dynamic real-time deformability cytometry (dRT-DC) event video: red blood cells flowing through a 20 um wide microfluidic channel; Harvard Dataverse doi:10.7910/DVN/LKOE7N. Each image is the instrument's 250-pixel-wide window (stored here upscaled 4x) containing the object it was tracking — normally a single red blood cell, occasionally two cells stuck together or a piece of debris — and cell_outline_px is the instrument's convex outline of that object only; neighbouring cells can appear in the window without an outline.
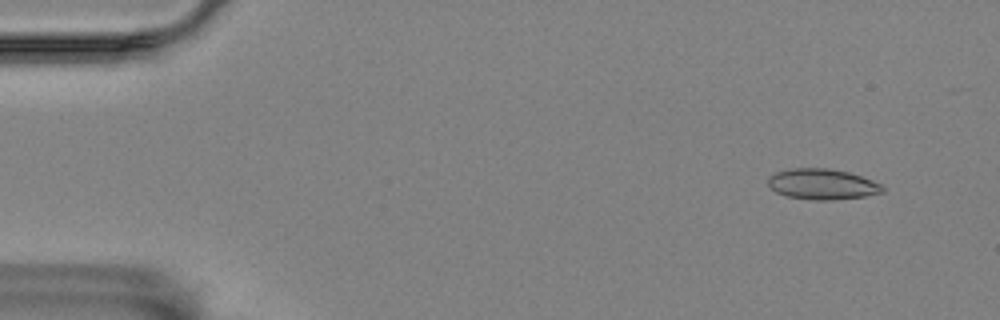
{"species": "Egyptian fruit bat (a non-hibernating species)", "species_latin": "Rousettus aegyptiacus", "temperature_condition": "room temperature", "stored_images_in_passage": 7, "camera_frame_rate_fps": 3000, "um_per_image_px": 0.085, "animal": {"sex": "female"}, "frame": {"image": 1, "passage_image": 1, "time_ms": 0.0, "image_size_px": [1000, 320], "cell_outline_px": [[884, 192], [864, 196], [832, 200], [812, 200], [788, 196], [776, 192], [768, 184], [768, 176], [776, 172], [792, 168], [828, 168], [848, 172], [872, 180], [880, 184], [884, 188]], "centroid_in_image_um": [69.88, 15.65], "position_along_channel_um": 15.1, "area_um2": 20.35}}
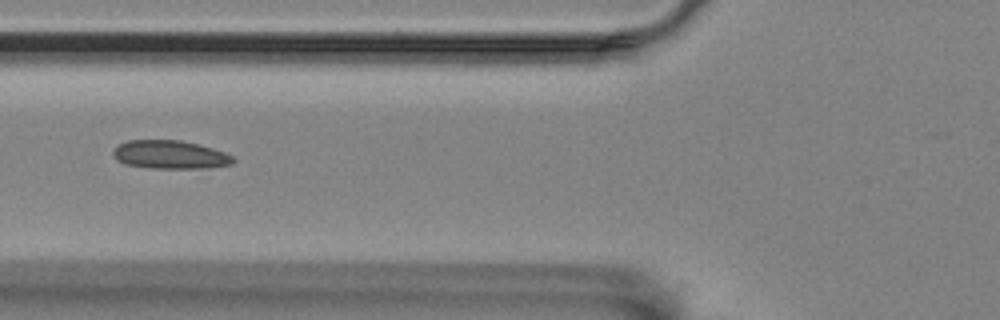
{"frame": {"image": 2, "passage_image": 5, "time_ms": 5.667, "image_size_px": [1000, 320], "cell_outline_px": [[236, 160], [232, 164], [212, 168], [152, 168], [124, 164], [116, 160], [112, 152], [116, 144], [128, 140], [180, 140], [212, 148], [224, 152], [232, 156]], "centroid_in_image_um": [14.43, 13.15], "position_along_channel_um": 111.4, "area_um2": 20.0}}
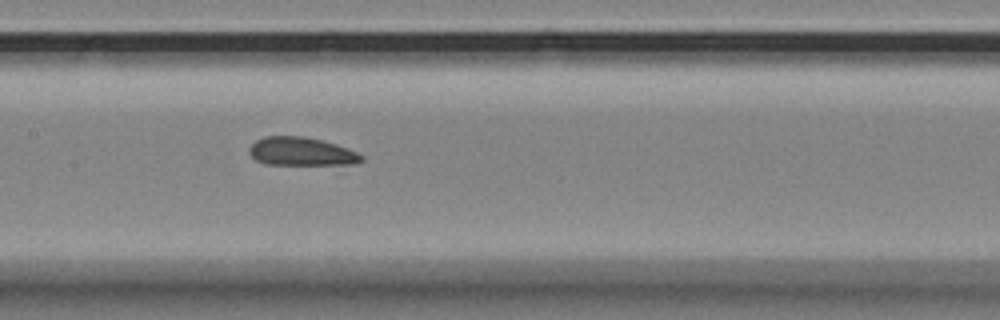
{"frame": {"image": 3, "passage_image": 7, "time_ms": 7.667, "image_size_px": [1000, 320], "cell_outline_px": [[364, 160], [352, 164], [264, 164], [256, 160], [248, 152], [248, 148], [256, 140], [264, 136], [304, 136], [336, 144], [348, 148], [364, 156]], "centroid_in_image_um": [25.59, 12.87], "position_along_channel_um": 181.8, "area_um2": 18.5}}